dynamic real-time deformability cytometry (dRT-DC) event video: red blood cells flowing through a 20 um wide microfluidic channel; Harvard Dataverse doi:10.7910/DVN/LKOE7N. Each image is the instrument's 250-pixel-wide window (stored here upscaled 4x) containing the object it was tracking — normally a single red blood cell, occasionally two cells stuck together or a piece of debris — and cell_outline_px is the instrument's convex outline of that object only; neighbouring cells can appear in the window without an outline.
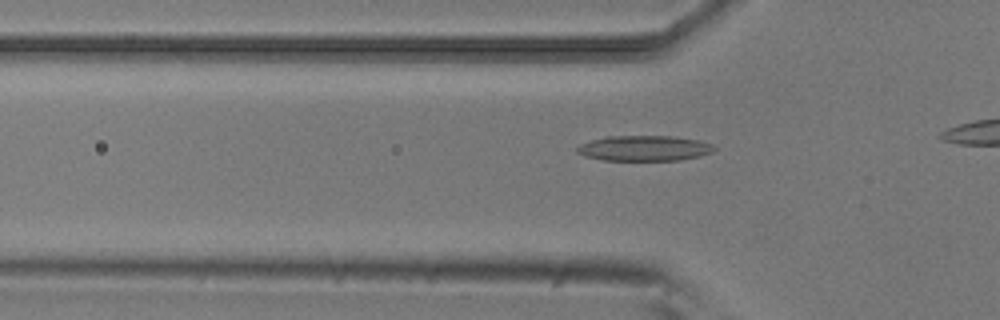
{"species": "common noctule bat (a hibernating species)", "species_latin": "Nyctalus noctula", "temperature_condition": "room temperature", "stored_images_in_passage": 14, "camera_frame_rate_fps": 3000, "um_per_image_px": 0.085, "animal": {"sex": "male", "body_mass_g": 20.5, "forearm_length_mm": 52.5}, "frame": {"image": 1, "passage_image": 8, "time_ms": 2.333, "image_size_px": [1000, 320], "cell_outline_px": [[716, 148], [712, 152], [700, 156], [680, 160], [604, 160], [584, 156], [576, 152], [576, 148], [580, 144], [604, 136], [672, 136], [700, 140], [712, 144]], "centroid_in_image_um": [54.76, 12.59], "position_along_channel_um": 71.0, "area_um2": 20.35}}
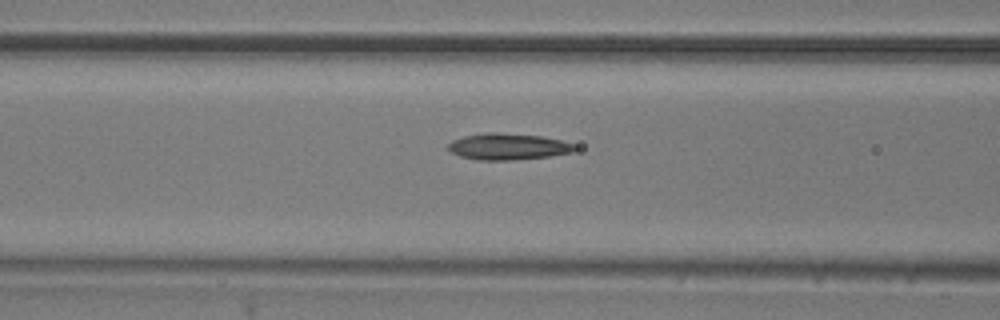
{"frame": {"image": 2, "passage_image": 12, "time_ms": 3.667, "image_size_px": [1000, 320], "cell_outline_px": [[576, 148], [572, 152], [548, 156], [512, 160], [476, 160], [460, 156], [452, 152], [448, 148], [448, 144], [452, 140], [464, 136], [488, 132], [496, 132], [540, 136], [560, 140], [576, 144]], "centroid_in_image_um": [43.16, 12.46], "position_along_channel_um": 123.4, "area_um2": 19.36}}